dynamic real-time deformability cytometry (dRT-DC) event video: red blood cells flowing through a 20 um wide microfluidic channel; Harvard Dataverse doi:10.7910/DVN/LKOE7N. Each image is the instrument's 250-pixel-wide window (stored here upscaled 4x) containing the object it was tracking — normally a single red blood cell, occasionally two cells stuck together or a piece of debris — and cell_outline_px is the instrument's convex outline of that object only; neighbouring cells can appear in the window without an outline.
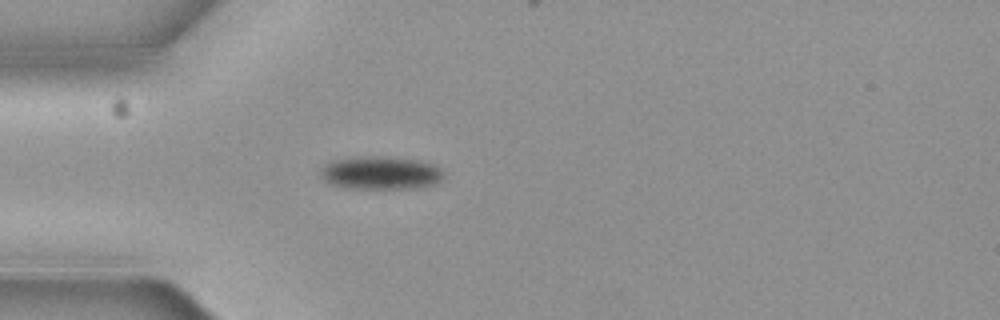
{"species": "common noctule bat (a hibernating species)", "species_latin": "Nyctalus noctula", "temperature_condition": "cold", "stored_images_in_passage": 4, "camera_frame_rate_fps": 3000, "um_per_image_px": 0.085, "animal": {"sex": "female", "body_mass_g": 19.3, "forearm_length_mm": 54.1}, "frame": {"image": 1, "passage_image": 4, "time_ms": 1.0, "image_size_px": [1000, 320], "cell_outline_px": [[444, 176], [436, 184], [416, 188], [344, 188], [332, 184], [324, 180], [320, 176], [320, 168], [336, 160], [364, 156], [384, 156], [416, 160], [432, 164], [440, 168], [444, 172]], "centroid_in_image_um": [32.37, 14.7], "position_along_channel_um": 52.6, "area_um2": 23.64}}